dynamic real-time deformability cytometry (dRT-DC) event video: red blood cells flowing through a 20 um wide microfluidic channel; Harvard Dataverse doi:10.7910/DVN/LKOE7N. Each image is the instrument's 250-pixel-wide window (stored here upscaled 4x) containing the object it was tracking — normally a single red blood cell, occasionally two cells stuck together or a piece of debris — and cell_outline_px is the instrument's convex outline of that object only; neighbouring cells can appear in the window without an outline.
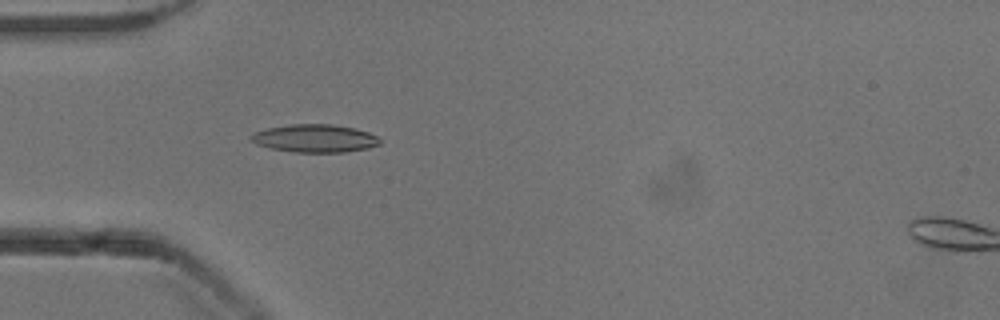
{"species": "common noctule bat (a hibernating species)", "species_latin": "Nyctalus noctula", "temperature_condition": "cold", "stored_images_in_passage": 53, "camera_frame_rate_fps": 3000, "um_per_image_px": 0.085, "animal": {"sex": "male", "body_mass_g": 13.3}, "frame": {"image": 1, "passage_image": 16, "time_ms": 5.0, "image_size_px": [1000, 320], "cell_outline_px": [[380, 144], [368, 148], [344, 152], [296, 152], [272, 148], [256, 144], [248, 136], [256, 132], [268, 128], [288, 124], [332, 124], [356, 128], [368, 132], [376, 136], [380, 140]], "centroid_in_image_um": [26.78, 11.75], "position_along_channel_um": 58.2, "area_um2": 20.87}}
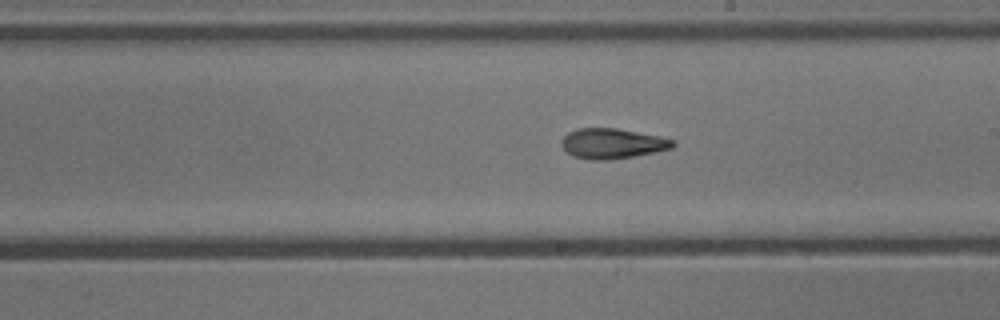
{"frame": {"image": 2, "passage_image": 30, "time_ms": 9.667, "image_size_px": [1000, 320], "cell_outline_px": [[676, 144], [672, 148], [656, 152], [608, 160], [592, 160], [572, 156], [560, 144], [564, 136], [568, 132], [576, 128], [616, 128], [660, 136], [676, 140]], "centroid_in_image_um": [52.06, 12.19], "position_along_channel_um": 236.9, "area_um2": 19.65}}
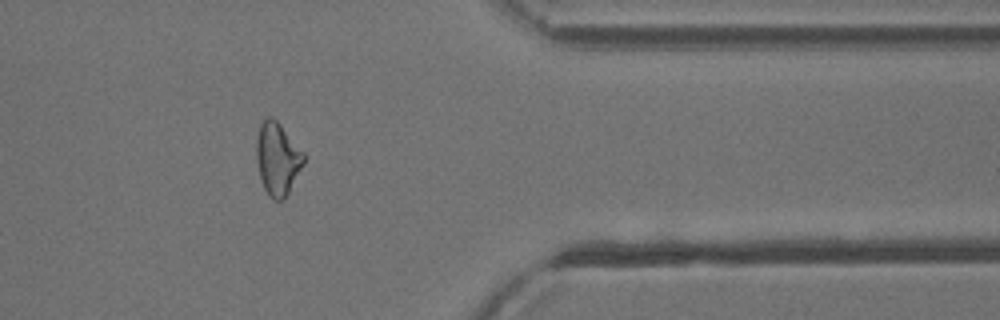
{"frame": {"image": 3, "passage_image": 43, "time_ms": 14.0, "image_size_px": [1000, 320], "cell_outline_px": [[304, 164], [284, 200], [276, 200], [268, 196], [260, 180], [256, 160], [256, 140], [260, 124], [268, 116], [272, 116], [280, 124], [304, 152]], "centroid_in_image_um": [23.57, 13.5], "position_along_channel_um": 387.8, "area_um2": 20.11}, "authors_computed_cell_mechanics": {"area_um2": 19.941, "velocity_mm_per_s": 3.899, "shape_relaxation_time_tau1_ms": null, "shape_relaxation_time_tau2_ms": 3.4101, "deformation_change_tau1": null, "deformation_change_tau2": 0.1153}}